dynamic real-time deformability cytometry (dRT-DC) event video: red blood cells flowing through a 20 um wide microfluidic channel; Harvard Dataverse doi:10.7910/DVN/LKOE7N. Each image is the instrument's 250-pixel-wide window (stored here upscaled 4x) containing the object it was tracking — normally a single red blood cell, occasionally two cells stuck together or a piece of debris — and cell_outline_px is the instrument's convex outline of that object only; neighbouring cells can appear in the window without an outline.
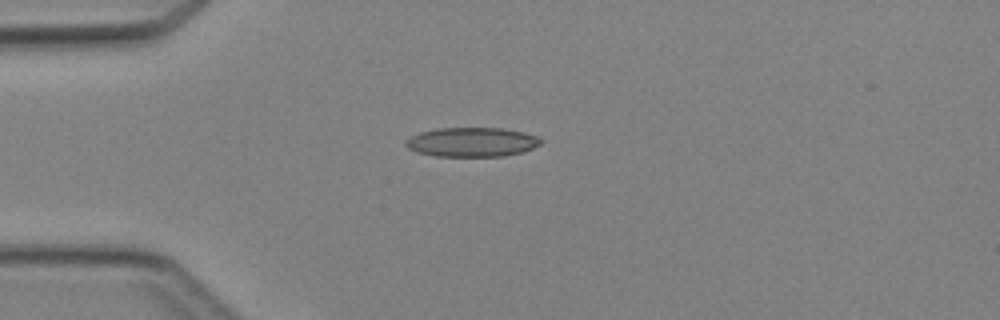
{"species": "Egyptian fruit bat (a non-hibernating species)", "species_latin": "Rousettus aegyptiacus", "temperature_condition": "cold", "stored_images_in_passage": 1, "camera_frame_rate_fps": 3000, "um_per_image_px": 0.085, "animal": {"sex": "female"}, "frame": {"image": 1, "passage_image": 1, "time_ms": 0.0, "image_size_px": [1000, 320], "cell_outline_px": [[544, 140], [540, 144], [532, 148], [520, 152], [504, 156], [432, 156], [416, 152], [408, 148], [404, 144], [412, 136], [420, 132], [440, 128], [500, 128], [524, 132], [536, 136]], "centroid_in_image_um": [40.11, 12.08], "position_along_channel_um": 44.9, "area_um2": 22.95}}